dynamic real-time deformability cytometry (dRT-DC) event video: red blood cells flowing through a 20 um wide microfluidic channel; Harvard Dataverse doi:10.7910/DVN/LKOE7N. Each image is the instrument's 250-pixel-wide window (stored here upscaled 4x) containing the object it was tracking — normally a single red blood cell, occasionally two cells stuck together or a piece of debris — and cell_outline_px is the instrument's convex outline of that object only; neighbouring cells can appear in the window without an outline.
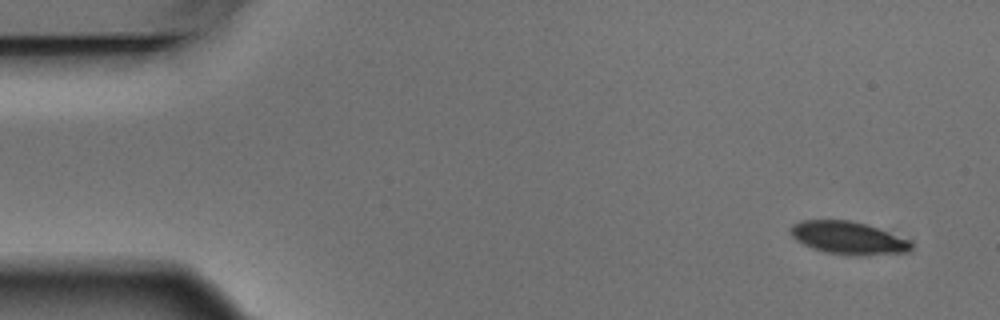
{"species": "Egyptian fruit bat (a non-hibernating species)", "species_latin": "Rousettus aegyptiacus", "temperature_condition": "warm", "stored_images_in_passage": 5, "camera_frame_rate_fps": 3000, "um_per_image_px": 0.085, "animal": {"sex": "male"}, "frame": {"image": 1, "passage_image": 1, "time_ms": 0.0, "image_size_px": [1000, 320], "cell_outline_px": [[912, 248], [908, 252], [864, 256], [848, 256], [824, 252], [812, 248], [796, 240], [788, 232], [788, 228], [792, 224], [800, 220], [852, 220], [868, 224], [908, 240], [912, 244]], "centroid_in_image_um": [72.05, 20.23], "position_along_channel_um": 12.9, "area_um2": 23.41}}
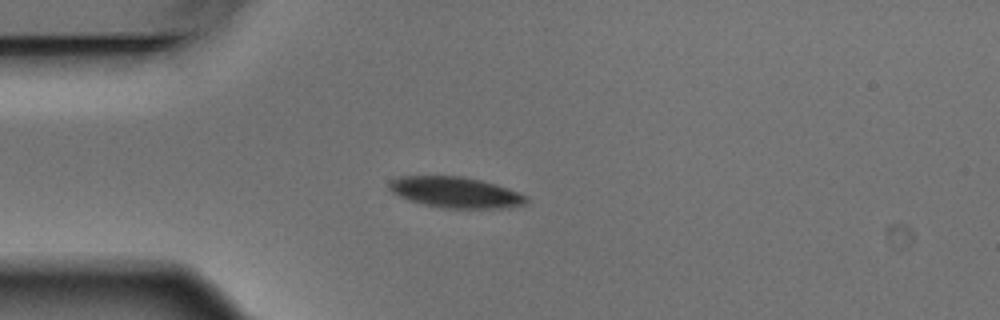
{"frame": {"image": 2, "passage_image": 4, "time_ms": 1.0, "image_size_px": [1000, 320], "cell_outline_px": [[528, 200], [524, 204], [500, 208], [444, 208], [424, 204], [408, 200], [392, 192], [388, 188], [388, 180], [400, 176], [464, 176], [496, 184], [508, 188], [528, 196]], "centroid_in_image_um": [38.69, 16.34], "position_along_channel_um": 46.3, "area_um2": 24.68}}